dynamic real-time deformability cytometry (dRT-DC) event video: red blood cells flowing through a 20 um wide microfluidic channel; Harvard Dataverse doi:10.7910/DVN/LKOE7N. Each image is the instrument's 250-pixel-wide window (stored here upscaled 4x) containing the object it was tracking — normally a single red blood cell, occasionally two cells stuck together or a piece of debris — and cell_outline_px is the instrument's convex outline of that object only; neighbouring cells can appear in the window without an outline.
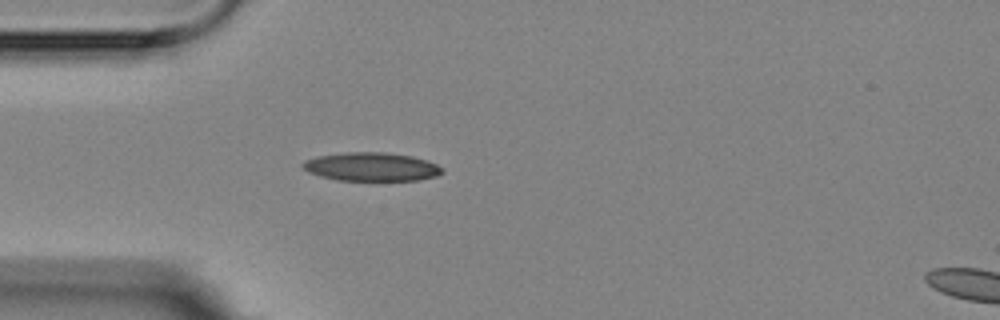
{"species": "Egyptian fruit bat (a non-hibernating species)", "species_latin": "Rousettus aegyptiacus", "temperature_condition": "room temperature", "stored_images_in_passage": 3, "camera_frame_rate_fps": 3000, "um_per_image_px": 0.085, "animal": {"sex": "female"}, "frame": {"image": 1, "passage_image": 3, "time_ms": 3.333, "image_size_px": [1000, 320], "cell_outline_px": [[444, 172], [436, 176], [416, 180], [336, 180], [320, 176], [308, 172], [300, 168], [300, 164], [304, 160], [316, 156], [344, 152], [384, 152], [412, 156], [428, 160], [444, 168]], "centroid_in_image_um": [31.53, 14.17], "position_along_channel_um": 53.5, "area_um2": 23.47}}